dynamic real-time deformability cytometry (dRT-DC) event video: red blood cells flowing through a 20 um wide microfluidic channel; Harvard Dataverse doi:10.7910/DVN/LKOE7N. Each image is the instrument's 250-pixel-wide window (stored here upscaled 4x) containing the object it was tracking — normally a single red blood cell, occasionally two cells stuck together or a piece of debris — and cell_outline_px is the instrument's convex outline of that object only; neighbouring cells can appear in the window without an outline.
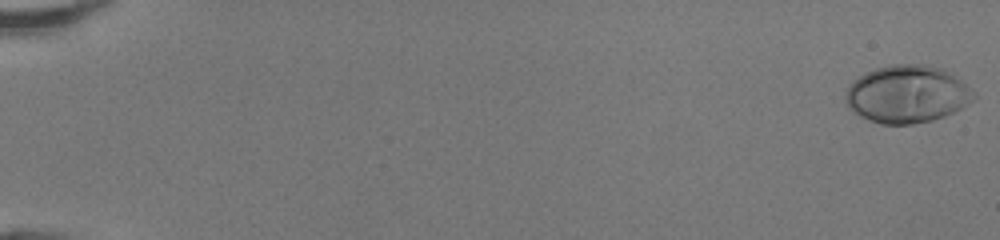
{"species": "human", "species_latin": "Homo sapiens", "temperature_condition": "room temperature", "stored_images_in_passage": 49, "camera_frame_rate_fps": 3000, "um_per_image_px": 0.085, "donor": {"sex": "female"}, "frame": {"image": 1, "passage_image": 1, "time_ms": 0.0, "image_size_px": [1000, 240], "cell_outline_px": [[976, 96], [972, 100], [960, 108], [944, 116], [932, 120], [912, 124], [880, 124], [868, 120], [852, 112], [848, 108], [844, 100], [844, 96], [852, 80], [876, 68], [888, 64], [928, 64], [944, 68], [952, 72], [976, 92]], "centroid_in_image_um": [77.1, 7.99], "position_along_channel_um": 7.9, "area_um2": 43.47}}
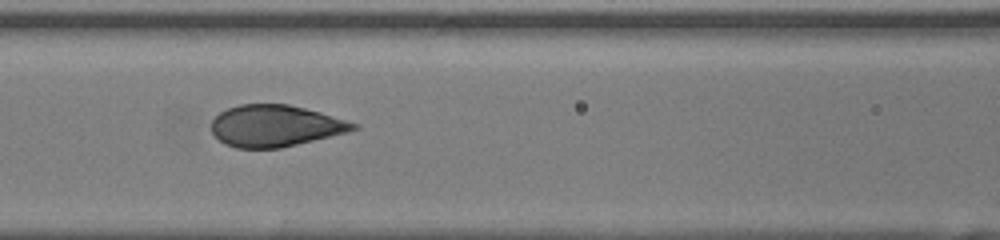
{"frame": {"image": 2, "passage_image": 24, "time_ms": 7.667, "image_size_px": [1000, 240], "cell_outline_px": [[360, 128], [348, 132], [280, 148], [236, 148], [224, 144], [212, 132], [212, 120], [220, 112], [228, 108], [240, 104], [288, 104], [320, 112], [360, 124]], "centroid_in_image_um": [23.41, 10.7], "position_along_channel_um": 143.2, "area_um2": 34.33}}
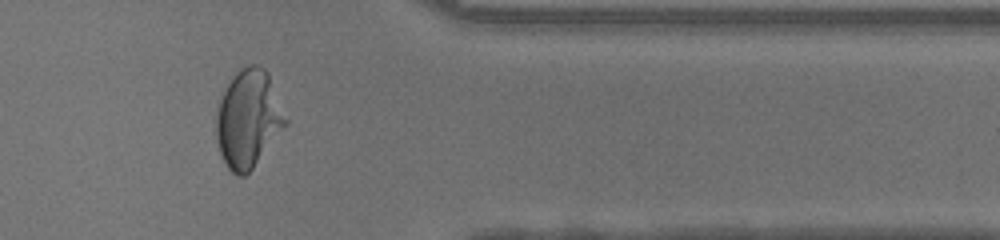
{"frame": {"image": 3, "passage_image": 42, "time_ms": 13.667, "image_size_px": [1000, 240], "cell_outline_px": [[288, 124], [252, 168], [244, 176], [236, 176], [224, 164], [220, 156], [216, 140], [216, 104], [228, 84], [236, 72], [240, 68], [248, 64], [256, 64], [264, 68], [268, 72], [288, 120]], "centroid_in_image_um": [21.09, 10.1], "position_along_channel_um": 390.3, "area_um2": 39.82}, "authors_computed_cell_mechanics": {"area_um2": 36.7608, "velocity_mm_per_s": 4.2915, "shape_relaxation_time_tau1_ms": 3.9832, "shape_relaxation_time_tau2_ms": null, "deformation_change_tau1": 0.2391, "deformation_change_tau2": null}}